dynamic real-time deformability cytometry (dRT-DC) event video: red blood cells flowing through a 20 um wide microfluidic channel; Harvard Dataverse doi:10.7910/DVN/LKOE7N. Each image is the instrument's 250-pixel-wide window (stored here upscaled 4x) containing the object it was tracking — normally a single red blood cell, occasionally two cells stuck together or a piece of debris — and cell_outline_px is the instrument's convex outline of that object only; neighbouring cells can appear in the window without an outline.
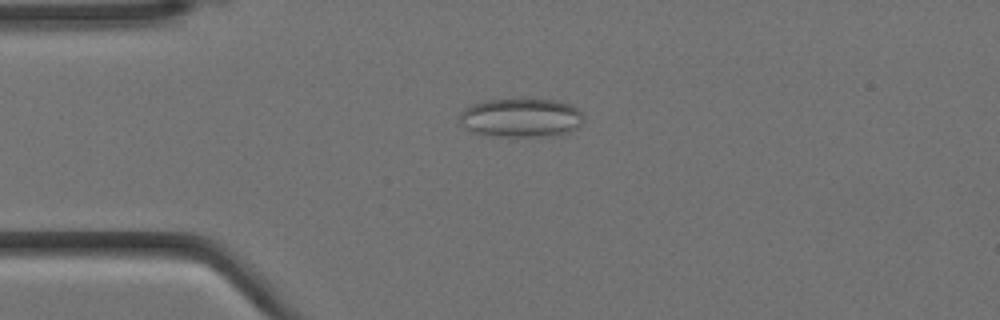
{"species": "Egyptian fruit bat (a non-hibernating species)", "species_latin": "Rousettus aegyptiacus", "temperature_condition": "cold", "stored_images_in_passage": 4, "camera_frame_rate_fps": 3000, "um_per_image_px": 0.085, "animal": {"sex": "female"}, "frame": {"image": 1, "passage_image": 3, "time_ms": 0.667, "image_size_px": [1000, 320], "cell_outline_px": [[584, 116], [580, 128], [560, 136], [496, 136], [472, 132], [464, 128], [456, 120], [460, 112], [464, 108], [472, 104], [488, 100], [528, 96], [556, 100], [568, 104], [576, 108]], "centroid_in_image_um": [44.28, 9.98], "position_along_channel_um": 40.7, "area_um2": 29.36}}